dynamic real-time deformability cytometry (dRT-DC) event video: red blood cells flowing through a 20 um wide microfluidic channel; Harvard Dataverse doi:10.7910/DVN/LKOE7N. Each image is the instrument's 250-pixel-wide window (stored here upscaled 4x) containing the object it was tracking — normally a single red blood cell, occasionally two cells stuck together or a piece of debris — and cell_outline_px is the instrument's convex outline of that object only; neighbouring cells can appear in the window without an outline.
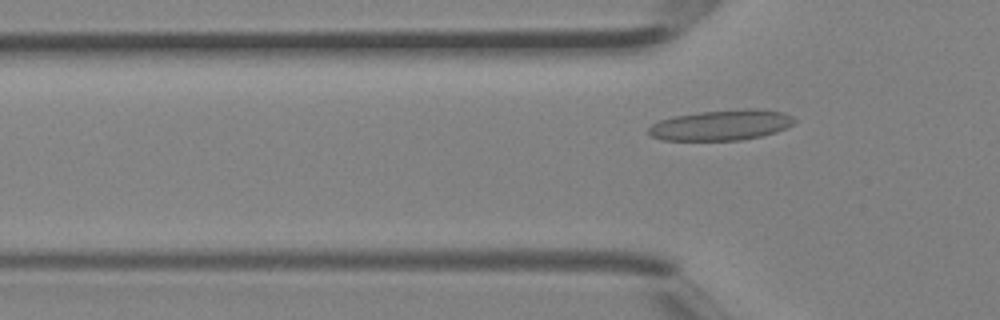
{"species": "Egyptian fruit bat (a non-hibernating species)", "species_latin": "Rousettus aegyptiacus", "temperature_condition": "room temperature", "stored_images_in_passage": 3, "camera_frame_rate_fps": 3000, "um_per_image_px": 0.085, "animal": {"sex": "female"}, "frame": {"image": 1, "passage_image": 3, "time_ms": 0.667, "image_size_px": [1000, 320], "cell_outline_px": [[796, 120], [792, 124], [776, 132], [760, 136], [740, 140], [660, 140], [652, 136], [648, 132], [648, 128], [652, 124], [660, 120], [672, 116], [700, 112], [744, 108], [756, 108], [784, 112], [792, 116]], "centroid_in_image_um": [61.3, 10.62], "position_along_channel_um": 64.5, "area_um2": 25.95}}